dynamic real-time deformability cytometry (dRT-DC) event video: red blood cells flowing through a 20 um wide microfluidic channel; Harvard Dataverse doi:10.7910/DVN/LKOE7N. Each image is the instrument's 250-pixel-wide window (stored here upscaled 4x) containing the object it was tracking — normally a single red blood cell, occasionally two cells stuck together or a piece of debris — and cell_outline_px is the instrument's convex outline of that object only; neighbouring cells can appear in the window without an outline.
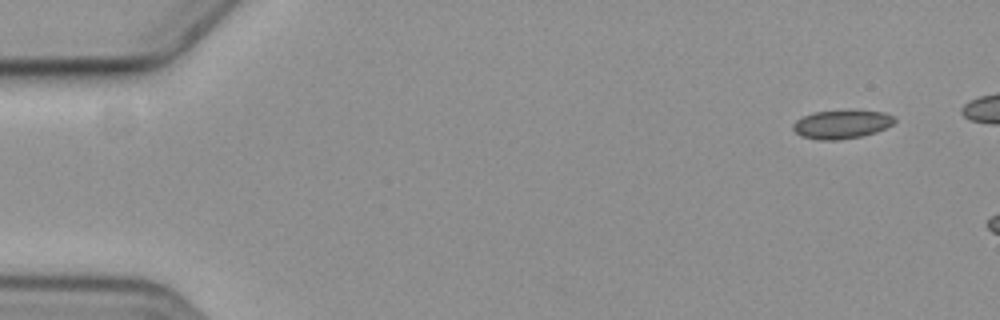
{"species": "common noctule bat (a hibernating species)", "species_latin": "Nyctalus noctula", "temperature_condition": "cold", "stored_images_in_passage": 4, "camera_frame_rate_fps": 3000, "um_per_image_px": 0.085, "animal": {"sex": "female", "body_mass_g": 19.3, "forearm_length_mm": 54.1}, "frame": {"image": 1, "passage_image": 1, "time_ms": 0.0, "image_size_px": [1000, 320], "cell_outline_px": [[896, 120], [892, 124], [876, 132], [864, 136], [840, 140], [816, 140], [800, 136], [792, 128], [792, 124], [796, 120], [804, 116], [816, 112], [884, 112], [892, 116]], "centroid_in_image_um": [71.5, 10.61], "position_along_channel_um": 13.5, "area_um2": 16.47}}